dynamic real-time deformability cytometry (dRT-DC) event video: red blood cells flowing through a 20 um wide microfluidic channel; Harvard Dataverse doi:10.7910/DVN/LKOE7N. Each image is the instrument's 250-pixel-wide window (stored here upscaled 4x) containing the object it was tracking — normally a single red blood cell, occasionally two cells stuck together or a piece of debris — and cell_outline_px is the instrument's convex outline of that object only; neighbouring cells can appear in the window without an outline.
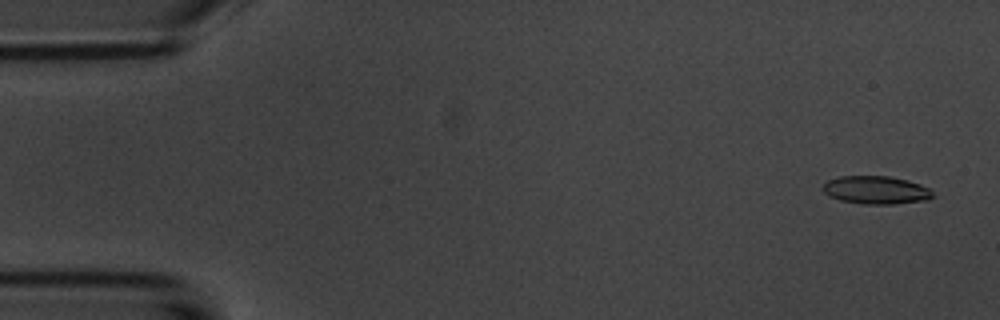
{"species": "common noctule bat (a hibernating species)", "species_latin": "Nyctalus noctula", "temperature_condition": "room temperature", "stored_images_in_passage": 54, "camera_frame_rate_fps": 3000, "um_per_image_px": 0.085, "animal": {"sex": "male", "body_mass_g": 20.1, "forearm_length_mm": 53.5}, "frame": {"image": 1, "passage_image": 3, "time_ms": 0.667, "image_size_px": [1000, 320], "cell_outline_px": [[936, 196], [928, 200], [896, 204], [864, 204], [840, 200], [828, 196], [824, 192], [824, 184], [828, 180], [840, 176], [888, 176], [908, 180], [920, 184], [928, 188]], "centroid_in_image_um": [74.49, 16.16], "position_along_channel_um": 10.5, "area_um2": 18.03}}
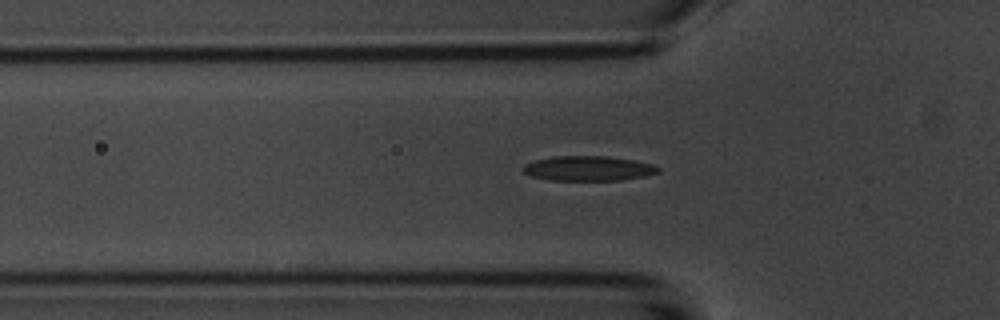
{"frame": {"image": 2, "passage_image": 18, "time_ms": 5.667, "image_size_px": [1000, 320], "cell_outline_px": [[660, 172], [644, 176], [620, 180], [548, 180], [532, 176], [524, 172], [524, 164], [536, 160], [552, 156], [604, 156], [632, 160], [652, 164], [660, 168]], "centroid_in_image_um": [50.0, 14.31], "position_along_channel_um": 75.8, "area_um2": 19.36}}
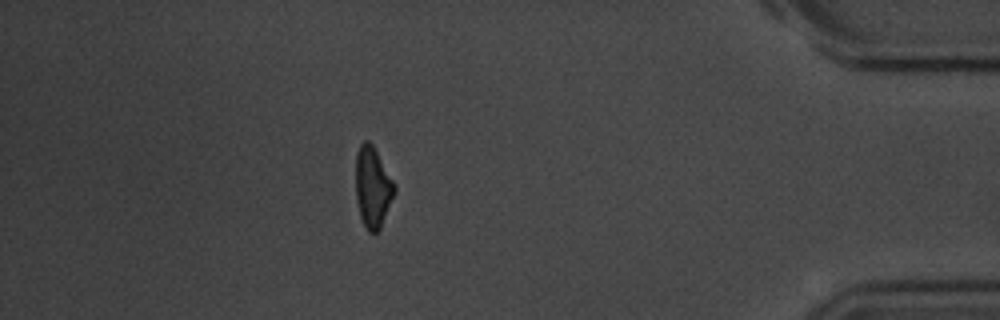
{"frame": {"image": 3, "passage_image": 48, "time_ms": 15.667, "image_size_px": [1000, 320], "cell_outline_px": [[396, 192], [380, 228], [376, 232], [368, 232], [360, 216], [356, 200], [356, 152], [360, 144], [364, 140], [368, 140], [372, 144], [396, 184]], "centroid_in_image_um": [31.69, 15.89], "position_along_channel_um": 403.5, "area_um2": 18.32}, "authors_computed_cell_mechanics": {"area_um2": 19.0451, "velocity_mm_per_s": 3.729, "shape_relaxation_time_tau1_ms": 3.0018, "shape_relaxation_time_tau2_ms": 5.0451, "deformation_change_tau1": 0.1216, "deformation_change_tau2": 0.1402}}